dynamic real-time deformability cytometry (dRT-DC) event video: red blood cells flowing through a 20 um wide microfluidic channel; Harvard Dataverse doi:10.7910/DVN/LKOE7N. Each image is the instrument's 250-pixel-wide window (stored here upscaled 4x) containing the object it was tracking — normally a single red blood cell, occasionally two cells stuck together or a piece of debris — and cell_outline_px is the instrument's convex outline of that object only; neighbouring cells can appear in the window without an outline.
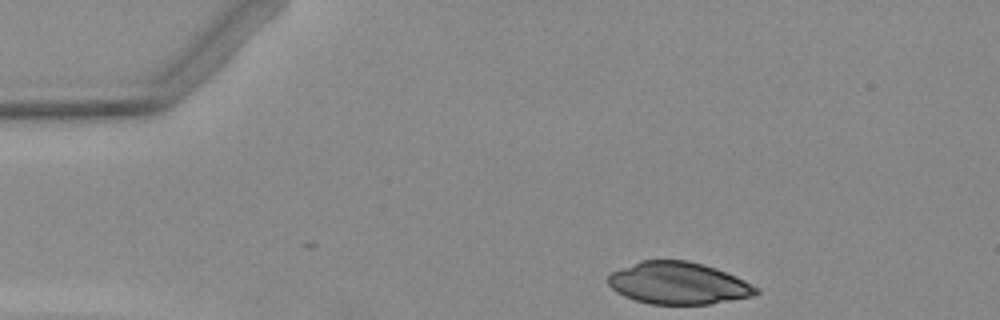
{"species": "Egyptian fruit bat (a non-hibernating species)", "species_latin": "Rousettus aegyptiacus", "temperature_condition": "warm", "stored_images_in_passage": 2, "camera_frame_rate_fps": 3000, "um_per_image_px": 0.085, "animal": {"sex": "female"}, "frame": {"image": 1, "passage_image": 2, "time_ms": 1.333, "image_size_px": [1000, 320], "cell_outline_px": [[760, 292], [756, 296], [708, 304], [652, 304], [636, 300], [624, 296], [616, 292], [608, 284], [608, 276], [612, 272], [620, 268], [640, 260], [688, 260], [716, 268], [744, 280], [760, 288]], "centroid_in_image_um": [57.68, 24.07], "position_along_channel_um": 27.3, "area_um2": 36.41}}